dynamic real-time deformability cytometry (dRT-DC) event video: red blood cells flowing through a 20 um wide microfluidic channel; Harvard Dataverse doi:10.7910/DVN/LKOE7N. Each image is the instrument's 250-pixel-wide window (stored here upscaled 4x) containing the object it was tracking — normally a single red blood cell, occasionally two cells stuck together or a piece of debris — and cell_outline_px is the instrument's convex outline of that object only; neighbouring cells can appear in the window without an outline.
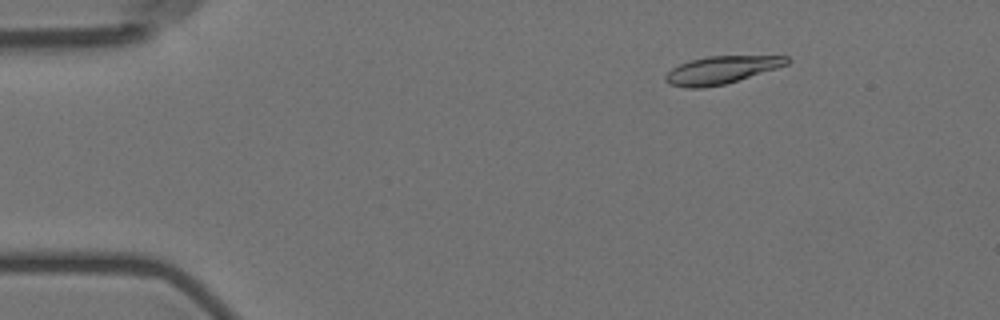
{"species": "Egyptian fruit bat (a non-hibernating species)", "species_latin": "Rousettus aegyptiacus", "temperature_condition": "room temperature", "stored_images_in_passage": 6, "camera_frame_rate_fps": 3000, "um_per_image_px": 0.085, "animal": {"sex": "female"}, "frame": {"image": 1, "passage_image": 3, "time_ms": 2.333, "image_size_px": [1000, 320], "cell_outline_px": [[792, 60], [788, 64], [776, 68], [724, 84], [700, 88], [684, 88], [668, 84], [664, 80], [664, 76], [672, 68], [688, 60], [708, 56], [788, 56]], "centroid_in_image_um": [61.27, 5.94], "position_along_channel_um": 23.7, "area_um2": 19.48}}